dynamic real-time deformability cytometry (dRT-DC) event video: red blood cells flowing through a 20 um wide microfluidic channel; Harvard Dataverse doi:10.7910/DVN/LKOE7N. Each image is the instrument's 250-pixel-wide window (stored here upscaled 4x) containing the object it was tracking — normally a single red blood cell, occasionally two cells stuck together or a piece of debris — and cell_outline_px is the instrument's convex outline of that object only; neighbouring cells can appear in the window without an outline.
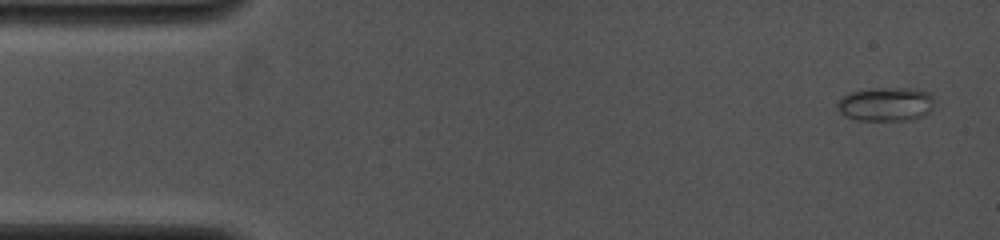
{"species": "common noctule bat (a hibernating species)", "species_latin": "Nyctalus noctula", "temperature_condition": "cold", "stored_images_in_passage": 5, "camera_frame_rate_fps": 4000, "um_per_image_px": 0.085, "animal": {"sex": "female", "body_mass_g": 19.0, "forearm_length_mm": 53.3}, "frame": {"image": 1, "passage_image": 1, "time_ms": 0.0, "image_size_px": [1000, 240], "cell_outline_px": [[932, 108], [924, 116], [912, 120], [856, 120], [844, 116], [840, 112], [836, 104], [836, 100], [848, 92], [872, 88], [916, 88], [928, 92], [932, 96]], "centroid_in_image_um": [75.26, 8.85], "position_along_channel_um": 9.7, "area_um2": 19.48}}
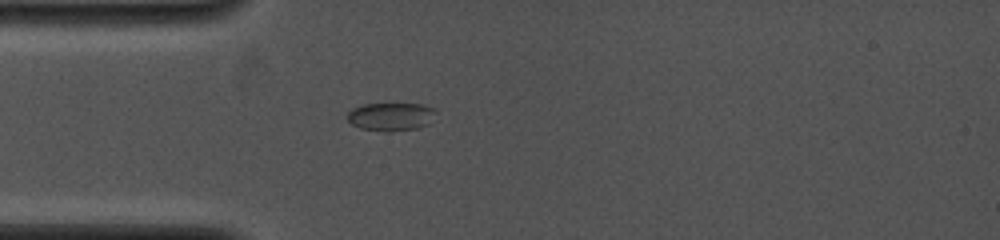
{"frame": {"image": 2, "passage_image": 5, "time_ms": 3.5, "image_size_px": [1000, 240], "cell_outline_px": [[436, 112], [428, 124], [416, 128], [392, 132], [384, 132], [360, 128], [352, 124], [344, 116], [352, 108], [364, 104], [420, 104], [432, 108]], "centroid_in_image_um": [33.17, 9.92], "position_along_channel_um": 51.8, "area_um2": 14.57}}